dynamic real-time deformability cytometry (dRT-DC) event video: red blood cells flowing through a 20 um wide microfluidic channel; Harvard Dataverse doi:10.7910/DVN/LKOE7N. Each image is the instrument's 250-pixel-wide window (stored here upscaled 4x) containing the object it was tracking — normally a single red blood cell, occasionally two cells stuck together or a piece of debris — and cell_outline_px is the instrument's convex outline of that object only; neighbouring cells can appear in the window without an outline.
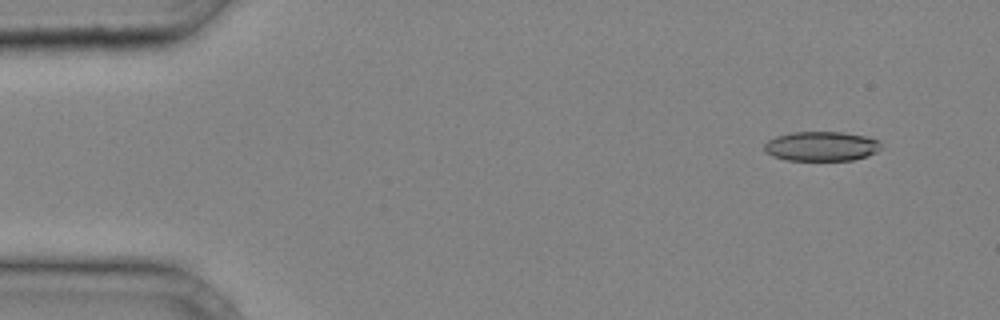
{"species": "common noctule bat (a hibernating species)", "species_latin": "Nyctalus noctula", "temperature_condition": "cold", "stored_images_in_passage": 37, "camera_frame_rate_fps": 3000, "um_per_image_px": 0.085, "animal": {"sex": "male", "body_mass_g": 20.4}, "frame": {"image": 1, "passage_image": 4, "time_ms": 1.0, "image_size_px": [1000, 320], "cell_outline_px": [[880, 148], [876, 152], [868, 156], [852, 160], [788, 160], [772, 156], [764, 152], [764, 144], [768, 140], [776, 136], [792, 132], [844, 132], [864, 136], [880, 140]], "centroid_in_image_um": [69.8, 12.43], "position_along_channel_um": 15.2, "area_um2": 20.17}}
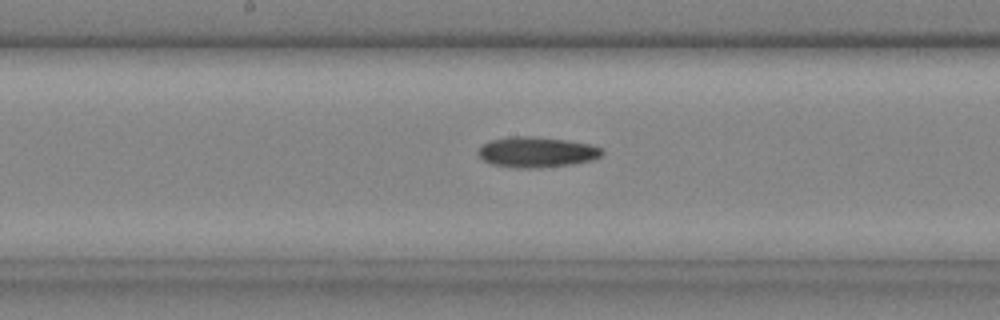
{"frame": {"image": 2, "passage_image": 21, "time_ms": 6.667, "image_size_px": [1000, 320], "cell_outline_px": [[604, 152], [600, 156], [592, 160], [572, 164], [540, 168], [512, 168], [492, 164], [484, 160], [476, 152], [480, 144], [492, 140], [512, 136], [532, 136], [568, 140], [592, 144], [604, 148]], "centroid_in_image_um": [45.62, 12.93], "position_along_channel_um": 202.6, "area_um2": 22.37}}
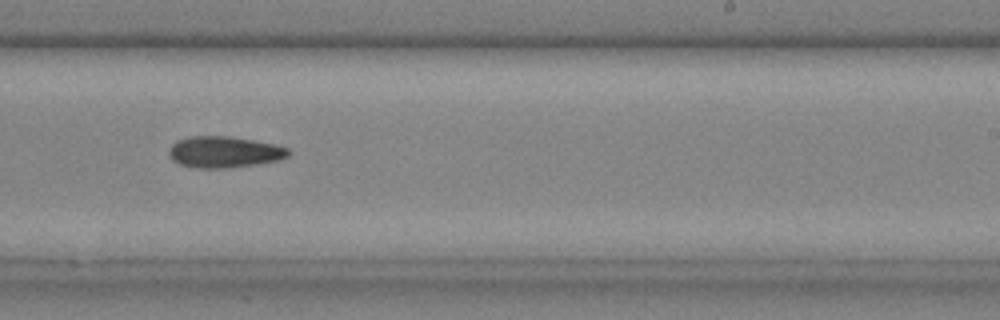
{"frame": {"image": 3, "passage_image": 25, "time_ms": 8.0, "image_size_px": [1000, 320], "cell_outline_px": [[292, 152], [288, 156], [280, 160], [256, 164], [228, 168], [196, 168], [180, 164], [172, 160], [168, 152], [168, 148], [176, 140], [188, 136], [228, 136], [276, 144], [288, 148]], "centroid_in_image_um": [19.05, 12.92], "position_along_channel_um": 269.9, "area_um2": 22.02}}